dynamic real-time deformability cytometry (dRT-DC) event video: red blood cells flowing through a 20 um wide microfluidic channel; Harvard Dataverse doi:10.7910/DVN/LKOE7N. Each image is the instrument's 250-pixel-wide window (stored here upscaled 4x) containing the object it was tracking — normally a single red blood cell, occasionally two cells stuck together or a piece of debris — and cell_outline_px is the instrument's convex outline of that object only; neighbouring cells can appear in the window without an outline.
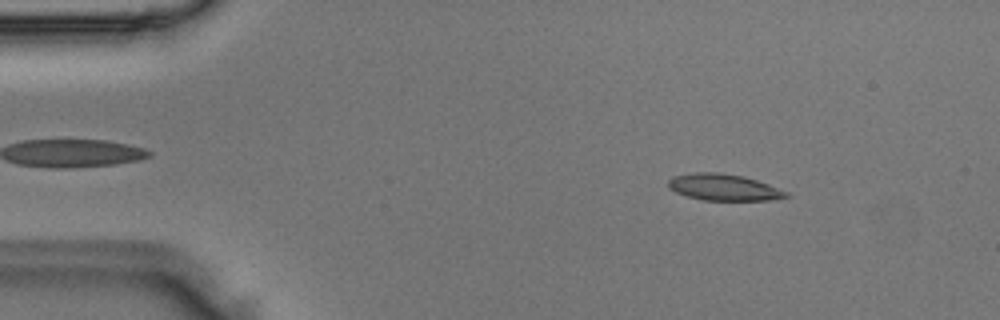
{"species": "Egyptian fruit bat (a non-hibernating species)", "species_latin": "Rousettus aegyptiacus", "temperature_condition": "room temperature", "stored_images_in_passage": 2, "camera_frame_rate_fps": 3000, "um_per_image_px": 0.085, "animal": {"sex": "male"}, "frame": {"image": 1, "passage_image": 1, "time_ms": 0.0, "image_size_px": [1000, 320], "cell_outline_px": [[792, 196], [768, 200], [704, 200], [688, 196], [676, 192], [668, 188], [668, 180], [672, 176], [696, 172], [720, 172], [744, 176], [768, 184], [788, 192]], "centroid_in_image_um": [61.51, 15.91], "position_along_channel_um": 23.5, "area_um2": 18.21}}